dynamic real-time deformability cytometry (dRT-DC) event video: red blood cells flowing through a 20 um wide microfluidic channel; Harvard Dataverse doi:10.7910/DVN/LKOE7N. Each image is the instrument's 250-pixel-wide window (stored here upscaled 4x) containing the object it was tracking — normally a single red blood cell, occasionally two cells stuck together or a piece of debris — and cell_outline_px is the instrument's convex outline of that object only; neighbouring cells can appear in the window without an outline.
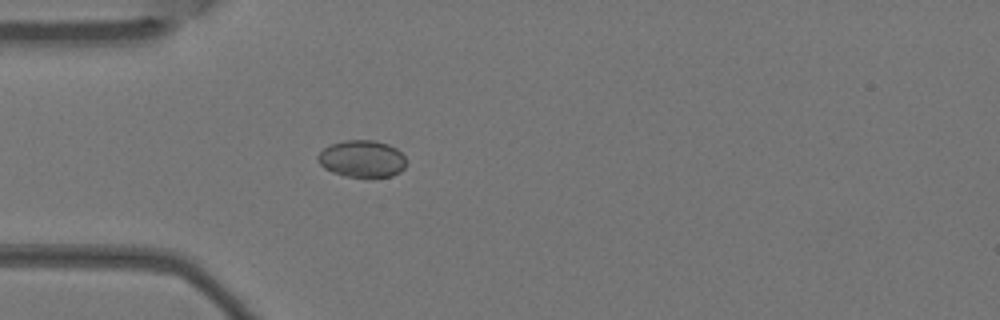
{"species": "Egyptian fruit bat (a non-hibernating species)", "species_latin": "Rousettus aegyptiacus", "temperature_condition": "warm", "stored_images_in_passage": 5, "camera_frame_rate_fps": 3000, "um_per_image_px": 0.085, "animal": {"sex": "female"}, "frame": {"image": 1, "passage_image": 5, "time_ms": 1.333, "image_size_px": [1000, 320], "cell_outline_px": [[404, 168], [400, 172], [392, 176], [368, 180], [344, 176], [332, 172], [324, 168], [316, 160], [316, 156], [324, 148], [332, 144], [344, 140], [376, 140], [388, 144], [396, 148], [404, 156]], "centroid_in_image_um": [30.76, 13.54], "position_along_channel_um": 54.2, "area_um2": 19.65}}